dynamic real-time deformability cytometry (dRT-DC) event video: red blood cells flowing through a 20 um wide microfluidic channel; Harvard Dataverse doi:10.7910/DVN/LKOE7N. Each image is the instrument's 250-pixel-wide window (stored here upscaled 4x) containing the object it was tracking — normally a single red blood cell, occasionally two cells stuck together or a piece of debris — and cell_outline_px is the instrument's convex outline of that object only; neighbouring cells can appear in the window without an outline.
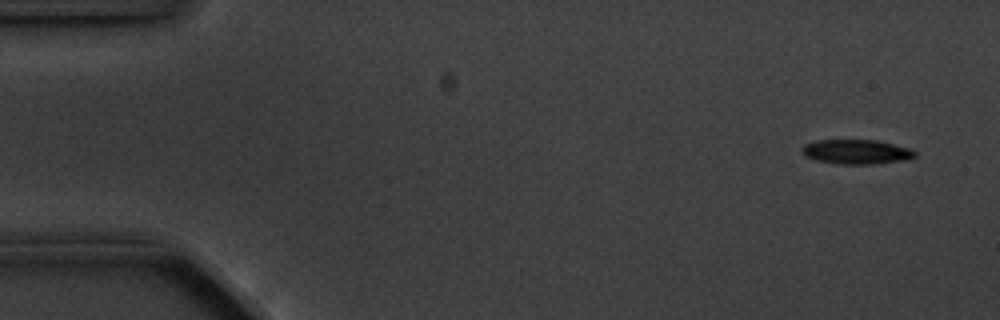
{"species": "common noctule bat (a hibernating species)", "species_latin": "Nyctalus noctula", "temperature_condition": "cold", "stored_images_in_passage": 14, "camera_frame_rate_fps": 3000, "um_per_image_px": 0.085, "animal": {"sex": "male", "body_mass_g": 20.1, "forearm_length_mm": 53.5}, "frame": {"image": 1, "passage_image": 1, "time_ms": 0.0, "image_size_px": [1000, 320], "cell_outline_px": [[916, 156], [912, 160], [872, 164], [836, 164], [816, 160], [804, 156], [800, 152], [800, 148], [804, 144], [816, 140], [876, 140], [912, 148], [916, 152]], "centroid_in_image_um": [72.81, 12.91], "position_along_channel_um": 12.2, "area_um2": 16.59}}
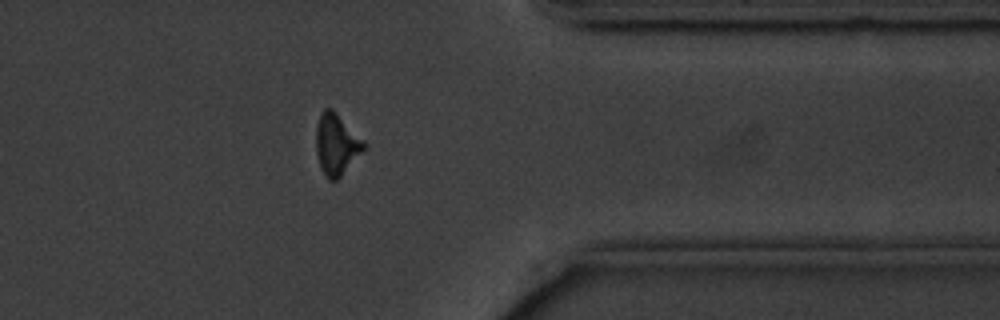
{"frame": {"image": 2, "passage_image": 12, "time_ms": 13.667, "image_size_px": [1000, 320], "cell_outline_px": [[368, 144], [340, 176], [336, 180], [328, 180], [320, 168], [316, 152], [316, 128], [320, 112], [324, 108], [332, 108]], "centroid_in_image_um": [28.58, 12.24], "position_along_channel_um": 382.8, "area_um2": 16.94}}
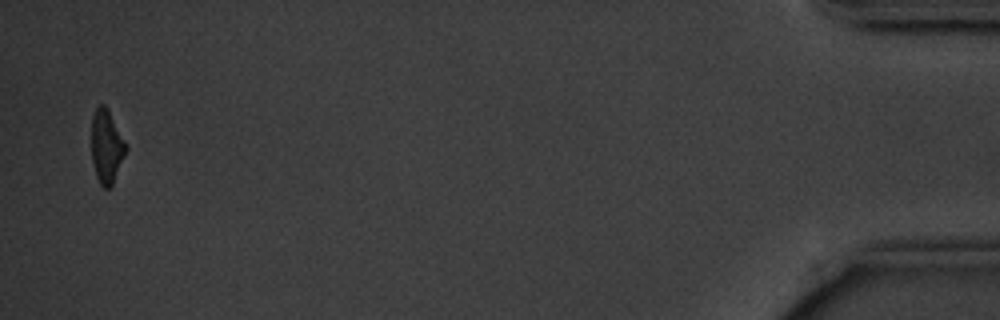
{"frame": {"image": 3, "passage_image": 14, "time_ms": 17.0, "image_size_px": [1000, 320], "cell_outline_px": [[128, 148], [112, 184], [108, 188], [104, 188], [100, 184], [96, 176], [92, 164], [92, 116], [96, 108], [100, 104], [104, 104], [108, 108]], "centroid_in_image_um": [9.05, 12.44], "position_along_channel_um": 426.2, "area_um2": 14.62}, "authors_computed_cell_mechanics": {"area_um2": 16.4441, "velocity_mm_per_s": 3.598, "shape_relaxation_time_tau1_ms": 1.676, "shape_relaxation_time_tau2_ms": 6.9144, "deformation_change_tau1": 0.1254, "deformation_change_tau2": 0.1823}}